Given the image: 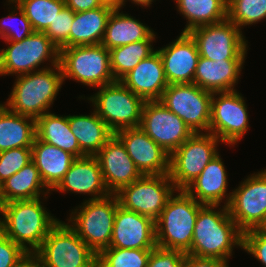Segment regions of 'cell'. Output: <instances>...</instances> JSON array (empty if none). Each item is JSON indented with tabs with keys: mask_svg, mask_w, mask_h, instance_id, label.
<instances>
[{
	"mask_svg": "<svg viewBox=\"0 0 266 267\" xmlns=\"http://www.w3.org/2000/svg\"><path fill=\"white\" fill-rule=\"evenodd\" d=\"M221 207L204 205L199 210L191 248L186 254L228 262L234 247L242 249L243 232L229 215L228 208L224 205Z\"/></svg>",
	"mask_w": 266,
	"mask_h": 267,
	"instance_id": "6da1fadb",
	"label": "cell"
},
{
	"mask_svg": "<svg viewBox=\"0 0 266 267\" xmlns=\"http://www.w3.org/2000/svg\"><path fill=\"white\" fill-rule=\"evenodd\" d=\"M41 197L0 204V231L33 255L49 231L60 221L51 216Z\"/></svg>",
	"mask_w": 266,
	"mask_h": 267,
	"instance_id": "7a4b0ae2",
	"label": "cell"
},
{
	"mask_svg": "<svg viewBox=\"0 0 266 267\" xmlns=\"http://www.w3.org/2000/svg\"><path fill=\"white\" fill-rule=\"evenodd\" d=\"M44 67L16 76L9 98L4 102L10 111L34 119L49 112L64 80L60 64Z\"/></svg>",
	"mask_w": 266,
	"mask_h": 267,
	"instance_id": "3957f363",
	"label": "cell"
},
{
	"mask_svg": "<svg viewBox=\"0 0 266 267\" xmlns=\"http://www.w3.org/2000/svg\"><path fill=\"white\" fill-rule=\"evenodd\" d=\"M203 206L185 190H176L155 220L156 245L187 253L191 248L197 215Z\"/></svg>",
	"mask_w": 266,
	"mask_h": 267,
	"instance_id": "277c9868",
	"label": "cell"
},
{
	"mask_svg": "<svg viewBox=\"0 0 266 267\" xmlns=\"http://www.w3.org/2000/svg\"><path fill=\"white\" fill-rule=\"evenodd\" d=\"M119 206L117 196L84 200L70 213L68 225L98 255L110 246L114 218Z\"/></svg>",
	"mask_w": 266,
	"mask_h": 267,
	"instance_id": "5b68a950",
	"label": "cell"
},
{
	"mask_svg": "<svg viewBox=\"0 0 266 267\" xmlns=\"http://www.w3.org/2000/svg\"><path fill=\"white\" fill-rule=\"evenodd\" d=\"M32 256L42 267H97V254L63 221L49 231Z\"/></svg>",
	"mask_w": 266,
	"mask_h": 267,
	"instance_id": "8992f818",
	"label": "cell"
},
{
	"mask_svg": "<svg viewBox=\"0 0 266 267\" xmlns=\"http://www.w3.org/2000/svg\"><path fill=\"white\" fill-rule=\"evenodd\" d=\"M87 97L96 114L115 134L117 131L140 127L144 100L127 88L121 81L104 85Z\"/></svg>",
	"mask_w": 266,
	"mask_h": 267,
	"instance_id": "52a82bcc",
	"label": "cell"
},
{
	"mask_svg": "<svg viewBox=\"0 0 266 267\" xmlns=\"http://www.w3.org/2000/svg\"><path fill=\"white\" fill-rule=\"evenodd\" d=\"M59 64L64 81L69 78L95 89L115 82L109 50L102 44L61 48Z\"/></svg>",
	"mask_w": 266,
	"mask_h": 267,
	"instance_id": "ba28073f",
	"label": "cell"
},
{
	"mask_svg": "<svg viewBox=\"0 0 266 267\" xmlns=\"http://www.w3.org/2000/svg\"><path fill=\"white\" fill-rule=\"evenodd\" d=\"M6 49L0 50V76L24 75L41 70L40 65L59 64L60 49L44 32H33L22 41H5ZM43 63V64H41Z\"/></svg>",
	"mask_w": 266,
	"mask_h": 267,
	"instance_id": "9c48e42d",
	"label": "cell"
},
{
	"mask_svg": "<svg viewBox=\"0 0 266 267\" xmlns=\"http://www.w3.org/2000/svg\"><path fill=\"white\" fill-rule=\"evenodd\" d=\"M221 141L211 133H194L170 155L169 176L176 190H184L215 158Z\"/></svg>",
	"mask_w": 266,
	"mask_h": 267,
	"instance_id": "30bf717a",
	"label": "cell"
},
{
	"mask_svg": "<svg viewBox=\"0 0 266 267\" xmlns=\"http://www.w3.org/2000/svg\"><path fill=\"white\" fill-rule=\"evenodd\" d=\"M175 191L169 174L142 175L115 195L124 209L148 216L155 221Z\"/></svg>",
	"mask_w": 266,
	"mask_h": 267,
	"instance_id": "8fae6325",
	"label": "cell"
},
{
	"mask_svg": "<svg viewBox=\"0 0 266 267\" xmlns=\"http://www.w3.org/2000/svg\"><path fill=\"white\" fill-rule=\"evenodd\" d=\"M212 95L194 83L169 84L159 101L194 133H209Z\"/></svg>",
	"mask_w": 266,
	"mask_h": 267,
	"instance_id": "7c38bea8",
	"label": "cell"
},
{
	"mask_svg": "<svg viewBox=\"0 0 266 267\" xmlns=\"http://www.w3.org/2000/svg\"><path fill=\"white\" fill-rule=\"evenodd\" d=\"M197 45L200 57L213 61L246 59L248 41L242 31L228 18L188 32Z\"/></svg>",
	"mask_w": 266,
	"mask_h": 267,
	"instance_id": "4fadbf2b",
	"label": "cell"
},
{
	"mask_svg": "<svg viewBox=\"0 0 266 267\" xmlns=\"http://www.w3.org/2000/svg\"><path fill=\"white\" fill-rule=\"evenodd\" d=\"M249 127L247 105L241 93L237 90L213 93L209 133L221 143L233 146L237 145Z\"/></svg>",
	"mask_w": 266,
	"mask_h": 267,
	"instance_id": "5bb4252c",
	"label": "cell"
},
{
	"mask_svg": "<svg viewBox=\"0 0 266 267\" xmlns=\"http://www.w3.org/2000/svg\"><path fill=\"white\" fill-rule=\"evenodd\" d=\"M227 208L242 232L259 228L266 218V169L247 176L232 190Z\"/></svg>",
	"mask_w": 266,
	"mask_h": 267,
	"instance_id": "9a60e30c",
	"label": "cell"
},
{
	"mask_svg": "<svg viewBox=\"0 0 266 267\" xmlns=\"http://www.w3.org/2000/svg\"><path fill=\"white\" fill-rule=\"evenodd\" d=\"M141 129L170 155L194 132L159 100L145 101Z\"/></svg>",
	"mask_w": 266,
	"mask_h": 267,
	"instance_id": "2e32d148",
	"label": "cell"
},
{
	"mask_svg": "<svg viewBox=\"0 0 266 267\" xmlns=\"http://www.w3.org/2000/svg\"><path fill=\"white\" fill-rule=\"evenodd\" d=\"M115 135L142 175H163L170 171V154L154 142L141 127L119 130Z\"/></svg>",
	"mask_w": 266,
	"mask_h": 267,
	"instance_id": "e0dca14e",
	"label": "cell"
},
{
	"mask_svg": "<svg viewBox=\"0 0 266 267\" xmlns=\"http://www.w3.org/2000/svg\"><path fill=\"white\" fill-rule=\"evenodd\" d=\"M110 194H116L142 176L128 155L124 144L114 134L95 155Z\"/></svg>",
	"mask_w": 266,
	"mask_h": 267,
	"instance_id": "ac0fdd59",
	"label": "cell"
},
{
	"mask_svg": "<svg viewBox=\"0 0 266 267\" xmlns=\"http://www.w3.org/2000/svg\"><path fill=\"white\" fill-rule=\"evenodd\" d=\"M156 246L155 221L119 205L116 209L109 247L154 249Z\"/></svg>",
	"mask_w": 266,
	"mask_h": 267,
	"instance_id": "d6986e66",
	"label": "cell"
},
{
	"mask_svg": "<svg viewBox=\"0 0 266 267\" xmlns=\"http://www.w3.org/2000/svg\"><path fill=\"white\" fill-rule=\"evenodd\" d=\"M168 84H190L199 60L197 45L188 32H181L174 41L157 49Z\"/></svg>",
	"mask_w": 266,
	"mask_h": 267,
	"instance_id": "ffe728a7",
	"label": "cell"
},
{
	"mask_svg": "<svg viewBox=\"0 0 266 267\" xmlns=\"http://www.w3.org/2000/svg\"><path fill=\"white\" fill-rule=\"evenodd\" d=\"M52 191L88 194V200H98L110 195L97 158L87 155L72 162L68 172Z\"/></svg>",
	"mask_w": 266,
	"mask_h": 267,
	"instance_id": "44dd1931",
	"label": "cell"
},
{
	"mask_svg": "<svg viewBox=\"0 0 266 267\" xmlns=\"http://www.w3.org/2000/svg\"><path fill=\"white\" fill-rule=\"evenodd\" d=\"M144 101L160 100L169 85L157 49L120 80Z\"/></svg>",
	"mask_w": 266,
	"mask_h": 267,
	"instance_id": "7402d4cb",
	"label": "cell"
},
{
	"mask_svg": "<svg viewBox=\"0 0 266 267\" xmlns=\"http://www.w3.org/2000/svg\"><path fill=\"white\" fill-rule=\"evenodd\" d=\"M221 156L218 154L202 170L200 175L184 190L203 205L224 206L230 202L232 192L227 193L228 175ZM225 197V199H224Z\"/></svg>",
	"mask_w": 266,
	"mask_h": 267,
	"instance_id": "603a6c76",
	"label": "cell"
},
{
	"mask_svg": "<svg viewBox=\"0 0 266 267\" xmlns=\"http://www.w3.org/2000/svg\"><path fill=\"white\" fill-rule=\"evenodd\" d=\"M245 59L210 60L199 57L193 83L214 92L235 91Z\"/></svg>",
	"mask_w": 266,
	"mask_h": 267,
	"instance_id": "cb8c5ba5",
	"label": "cell"
},
{
	"mask_svg": "<svg viewBox=\"0 0 266 267\" xmlns=\"http://www.w3.org/2000/svg\"><path fill=\"white\" fill-rule=\"evenodd\" d=\"M75 159L73 154L45 143L37 137L32 145V162L50 191L60 183Z\"/></svg>",
	"mask_w": 266,
	"mask_h": 267,
	"instance_id": "d4e9b609",
	"label": "cell"
},
{
	"mask_svg": "<svg viewBox=\"0 0 266 267\" xmlns=\"http://www.w3.org/2000/svg\"><path fill=\"white\" fill-rule=\"evenodd\" d=\"M120 10V8L115 7L107 21L105 35L101 44L108 50L147 40L154 34V31L149 26L127 13L120 12Z\"/></svg>",
	"mask_w": 266,
	"mask_h": 267,
	"instance_id": "484cf974",
	"label": "cell"
},
{
	"mask_svg": "<svg viewBox=\"0 0 266 267\" xmlns=\"http://www.w3.org/2000/svg\"><path fill=\"white\" fill-rule=\"evenodd\" d=\"M115 6L105 3L103 6L74 15L70 31V47L101 44L106 25Z\"/></svg>",
	"mask_w": 266,
	"mask_h": 267,
	"instance_id": "4316f807",
	"label": "cell"
},
{
	"mask_svg": "<svg viewBox=\"0 0 266 267\" xmlns=\"http://www.w3.org/2000/svg\"><path fill=\"white\" fill-rule=\"evenodd\" d=\"M49 193L51 191L45 186L39 170L31 161L0 185V204L37 199L42 197L41 194L46 199Z\"/></svg>",
	"mask_w": 266,
	"mask_h": 267,
	"instance_id": "83f0119b",
	"label": "cell"
},
{
	"mask_svg": "<svg viewBox=\"0 0 266 267\" xmlns=\"http://www.w3.org/2000/svg\"><path fill=\"white\" fill-rule=\"evenodd\" d=\"M36 138V119L10 111L0 106V152L32 147Z\"/></svg>",
	"mask_w": 266,
	"mask_h": 267,
	"instance_id": "f1b7e54d",
	"label": "cell"
},
{
	"mask_svg": "<svg viewBox=\"0 0 266 267\" xmlns=\"http://www.w3.org/2000/svg\"><path fill=\"white\" fill-rule=\"evenodd\" d=\"M69 125L80 150L87 156H95L114 135L95 111L90 115L69 114Z\"/></svg>",
	"mask_w": 266,
	"mask_h": 267,
	"instance_id": "f546056e",
	"label": "cell"
},
{
	"mask_svg": "<svg viewBox=\"0 0 266 267\" xmlns=\"http://www.w3.org/2000/svg\"><path fill=\"white\" fill-rule=\"evenodd\" d=\"M36 137L50 145L73 154L76 158L86 156L71 131L69 115L47 112L36 119Z\"/></svg>",
	"mask_w": 266,
	"mask_h": 267,
	"instance_id": "4dcf8cb0",
	"label": "cell"
},
{
	"mask_svg": "<svg viewBox=\"0 0 266 267\" xmlns=\"http://www.w3.org/2000/svg\"><path fill=\"white\" fill-rule=\"evenodd\" d=\"M177 10L186 18L182 32L223 21L227 18L228 0H175Z\"/></svg>",
	"mask_w": 266,
	"mask_h": 267,
	"instance_id": "1f68e13d",
	"label": "cell"
},
{
	"mask_svg": "<svg viewBox=\"0 0 266 267\" xmlns=\"http://www.w3.org/2000/svg\"><path fill=\"white\" fill-rule=\"evenodd\" d=\"M156 33L149 39L119 46L109 50L110 65L113 78L120 81L129 73L141 60L150 56L155 48L152 47Z\"/></svg>",
	"mask_w": 266,
	"mask_h": 267,
	"instance_id": "d6a6232c",
	"label": "cell"
},
{
	"mask_svg": "<svg viewBox=\"0 0 266 267\" xmlns=\"http://www.w3.org/2000/svg\"><path fill=\"white\" fill-rule=\"evenodd\" d=\"M34 32H45L65 5V0H18Z\"/></svg>",
	"mask_w": 266,
	"mask_h": 267,
	"instance_id": "836d02e7",
	"label": "cell"
},
{
	"mask_svg": "<svg viewBox=\"0 0 266 267\" xmlns=\"http://www.w3.org/2000/svg\"><path fill=\"white\" fill-rule=\"evenodd\" d=\"M152 250L108 247L97 255V267H147Z\"/></svg>",
	"mask_w": 266,
	"mask_h": 267,
	"instance_id": "e575fe53",
	"label": "cell"
},
{
	"mask_svg": "<svg viewBox=\"0 0 266 267\" xmlns=\"http://www.w3.org/2000/svg\"><path fill=\"white\" fill-rule=\"evenodd\" d=\"M227 18L240 30L266 19V0H228Z\"/></svg>",
	"mask_w": 266,
	"mask_h": 267,
	"instance_id": "d590c367",
	"label": "cell"
},
{
	"mask_svg": "<svg viewBox=\"0 0 266 267\" xmlns=\"http://www.w3.org/2000/svg\"><path fill=\"white\" fill-rule=\"evenodd\" d=\"M10 4H14L12 7H15L11 8L9 15L0 19V37L1 39H4V41H22L24 38L31 35L34 30L24 11L17 5V3H8V5ZM17 14H19L20 17ZM17 18H19L21 26L18 30L16 28L14 29V24L13 26L9 23L14 19L17 21Z\"/></svg>",
	"mask_w": 266,
	"mask_h": 267,
	"instance_id": "8d00e7d4",
	"label": "cell"
},
{
	"mask_svg": "<svg viewBox=\"0 0 266 267\" xmlns=\"http://www.w3.org/2000/svg\"><path fill=\"white\" fill-rule=\"evenodd\" d=\"M32 161V147L0 152V185Z\"/></svg>",
	"mask_w": 266,
	"mask_h": 267,
	"instance_id": "74e56055",
	"label": "cell"
},
{
	"mask_svg": "<svg viewBox=\"0 0 266 267\" xmlns=\"http://www.w3.org/2000/svg\"><path fill=\"white\" fill-rule=\"evenodd\" d=\"M74 15L75 12L65 6L44 32L58 49L70 47V31Z\"/></svg>",
	"mask_w": 266,
	"mask_h": 267,
	"instance_id": "f35d334b",
	"label": "cell"
},
{
	"mask_svg": "<svg viewBox=\"0 0 266 267\" xmlns=\"http://www.w3.org/2000/svg\"><path fill=\"white\" fill-rule=\"evenodd\" d=\"M30 256L0 231V267H19Z\"/></svg>",
	"mask_w": 266,
	"mask_h": 267,
	"instance_id": "ab89813d",
	"label": "cell"
},
{
	"mask_svg": "<svg viewBox=\"0 0 266 267\" xmlns=\"http://www.w3.org/2000/svg\"><path fill=\"white\" fill-rule=\"evenodd\" d=\"M242 249L266 267V233L258 228L243 232Z\"/></svg>",
	"mask_w": 266,
	"mask_h": 267,
	"instance_id": "60d3db41",
	"label": "cell"
},
{
	"mask_svg": "<svg viewBox=\"0 0 266 267\" xmlns=\"http://www.w3.org/2000/svg\"><path fill=\"white\" fill-rule=\"evenodd\" d=\"M185 255L179 250L156 246L151 251L147 267H184Z\"/></svg>",
	"mask_w": 266,
	"mask_h": 267,
	"instance_id": "b9f144b4",
	"label": "cell"
},
{
	"mask_svg": "<svg viewBox=\"0 0 266 267\" xmlns=\"http://www.w3.org/2000/svg\"><path fill=\"white\" fill-rule=\"evenodd\" d=\"M184 267H229V265L227 261L221 259L186 254Z\"/></svg>",
	"mask_w": 266,
	"mask_h": 267,
	"instance_id": "7bdbcfd3",
	"label": "cell"
},
{
	"mask_svg": "<svg viewBox=\"0 0 266 267\" xmlns=\"http://www.w3.org/2000/svg\"><path fill=\"white\" fill-rule=\"evenodd\" d=\"M103 0H65L66 7L75 13L84 12L103 6Z\"/></svg>",
	"mask_w": 266,
	"mask_h": 267,
	"instance_id": "ee69618b",
	"label": "cell"
},
{
	"mask_svg": "<svg viewBox=\"0 0 266 267\" xmlns=\"http://www.w3.org/2000/svg\"><path fill=\"white\" fill-rule=\"evenodd\" d=\"M128 0H120V5L118 6V8H124L123 6H125L124 4H126L125 2H127ZM131 1L133 4H137V5H140L141 7L143 6L144 8L146 7H150L152 4V2L154 0H129Z\"/></svg>",
	"mask_w": 266,
	"mask_h": 267,
	"instance_id": "f6af8a7d",
	"label": "cell"
},
{
	"mask_svg": "<svg viewBox=\"0 0 266 267\" xmlns=\"http://www.w3.org/2000/svg\"><path fill=\"white\" fill-rule=\"evenodd\" d=\"M19 267H42L41 264L31 255Z\"/></svg>",
	"mask_w": 266,
	"mask_h": 267,
	"instance_id": "bcb514c9",
	"label": "cell"
},
{
	"mask_svg": "<svg viewBox=\"0 0 266 267\" xmlns=\"http://www.w3.org/2000/svg\"><path fill=\"white\" fill-rule=\"evenodd\" d=\"M104 3L111 4L115 7L120 5V0H103Z\"/></svg>",
	"mask_w": 266,
	"mask_h": 267,
	"instance_id": "7dc6e473",
	"label": "cell"
},
{
	"mask_svg": "<svg viewBox=\"0 0 266 267\" xmlns=\"http://www.w3.org/2000/svg\"><path fill=\"white\" fill-rule=\"evenodd\" d=\"M258 229L266 233V218H265V221L262 223V225Z\"/></svg>",
	"mask_w": 266,
	"mask_h": 267,
	"instance_id": "c3c4849f",
	"label": "cell"
},
{
	"mask_svg": "<svg viewBox=\"0 0 266 267\" xmlns=\"http://www.w3.org/2000/svg\"><path fill=\"white\" fill-rule=\"evenodd\" d=\"M18 0H8V3H16Z\"/></svg>",
	"mask_w": 266,
	"mask_h": 267,
	"instance_id": "681fc988",
	"label": "cell"
}]
</instances>
